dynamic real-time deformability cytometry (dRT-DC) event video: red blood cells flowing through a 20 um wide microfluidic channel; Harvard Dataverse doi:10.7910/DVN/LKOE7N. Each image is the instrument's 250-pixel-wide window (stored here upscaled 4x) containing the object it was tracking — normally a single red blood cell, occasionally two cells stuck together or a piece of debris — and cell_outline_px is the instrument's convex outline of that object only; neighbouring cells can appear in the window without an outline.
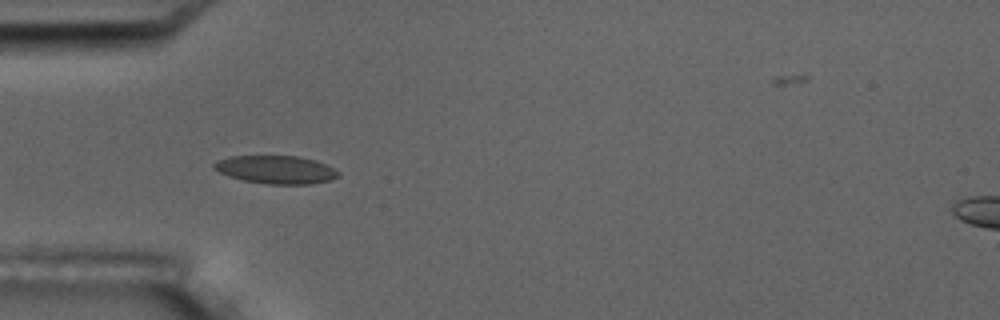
{"species": "common noctule bat (a hibernating species)", "species_latin": "Nyctalus noctula", "temperature_condition": "room temperature", "stored_images_in_passage": 9, "camera_frame_rate_fps": 3000, "um_per_image_px": 0.085, "animal": {"sex": "male", "body_mass_g": 17.5, "forearm_length_mm": 52.3}, "frame": {"image": 1, "passage_image": 6, "time_ms": 5.667, "image_size_px": [1000, 320], "cell_outline_px": [[340, 176], [328, 180], [312, 184], [268, 184], [244, 180], [228, 176], [212, 168], [212, 164], [216, 160], [228, 156], [300, 156], [316, 160], [340, 172]], "centroid_in_image_um": [23.43, 14.41], "position_along_channel_um": 61.6, "area_um2": 20.4}}
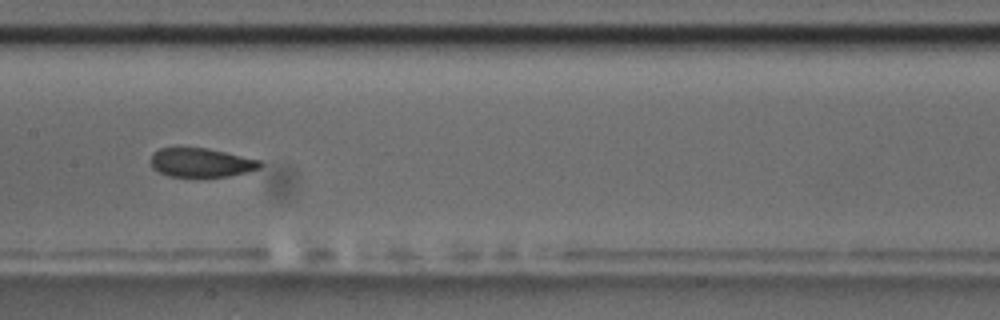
{"frame": {"image": 2, "passage_image": 9, "time_ms": 9.333, "image_size_px": [1000, 320], "cell_outline_px": [[264, 164], [260, 168], [248, 172], [228, 176], [168, 176], [152, 168], [152, 152], [160, 148], [208, 148], [260, 160]], "centroid_in_image_um": [17.12, 13.81], "position_along_channel_um": 190.3, "area_um2": 18.32}}